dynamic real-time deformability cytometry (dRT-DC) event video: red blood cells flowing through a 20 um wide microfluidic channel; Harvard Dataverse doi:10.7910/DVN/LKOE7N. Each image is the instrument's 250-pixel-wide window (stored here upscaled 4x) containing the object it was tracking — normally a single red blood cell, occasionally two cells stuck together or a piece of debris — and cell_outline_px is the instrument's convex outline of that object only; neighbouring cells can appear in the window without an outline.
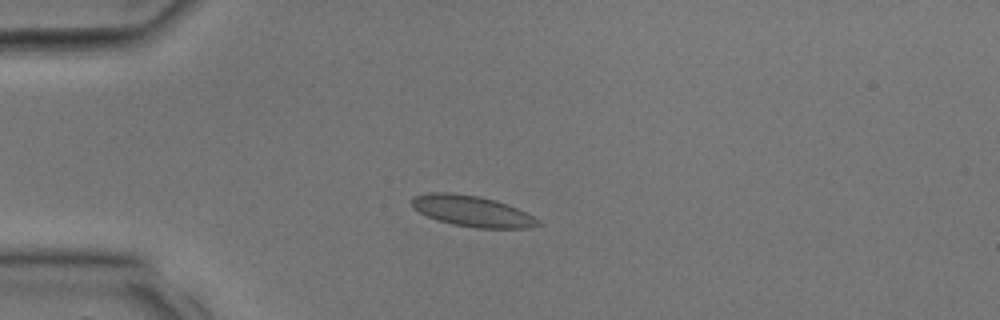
{"species": "common noctule bat (a hibernating species)", "species_latin": "Nyctalus noctula", "temperature_condition": "room temperature", "stored_images_in_passage": 30, "camera_frame_rate_fps": 3000, "um_per_image_px": 0.085, "animal": {"sex": "male", "body_mass_g": 17.9, "forearm_length_mm": 54.2}, "frame": {"image": 1, "passage_image": 7, "time_ms": 2.0, "image_size_px": [1000, 320], "cell_outline_px": [[540, 224], [524, 228], [476, 228], [452, 224], [428, 216], [412, 208], [408, 200], [412, 196], [428, 192], [452, 192], [480, 196], [496, 200], [516, 208], [540, 220]], "centroid_in_image_um": [40.04, 17.92], "position_along_channel_um": 45.0, "area_um2": 22.77}}
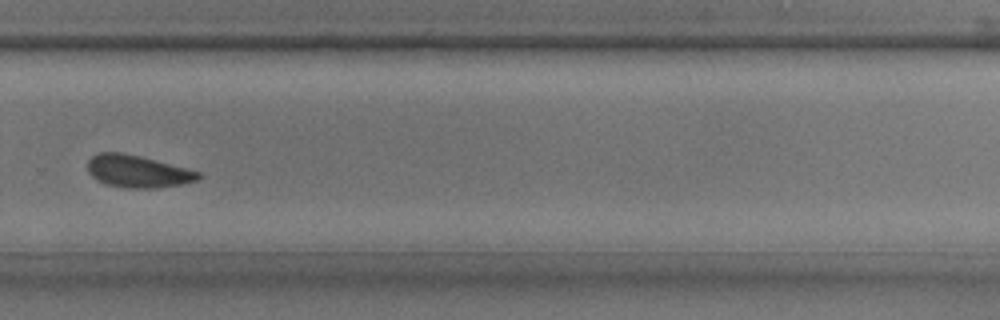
{"frame": {"image": 2, "passage_image": 21, "time_ms": 6.667, "image_size_px": [1000, 320], "cell_outline_px": [[200, 176], [196, 180], [180, 184], [156, 188], [128, 188], [104, 184], [96, 180], [88, 172], [88, 160], [92, 156], [100, 152], [120, 152], [140, 156], [188, 168], [200, 172]], "centroid_in_image_um": [11.67, 14.56], "position_along_channel_um": 318.1, "area_um2": 20.81}}
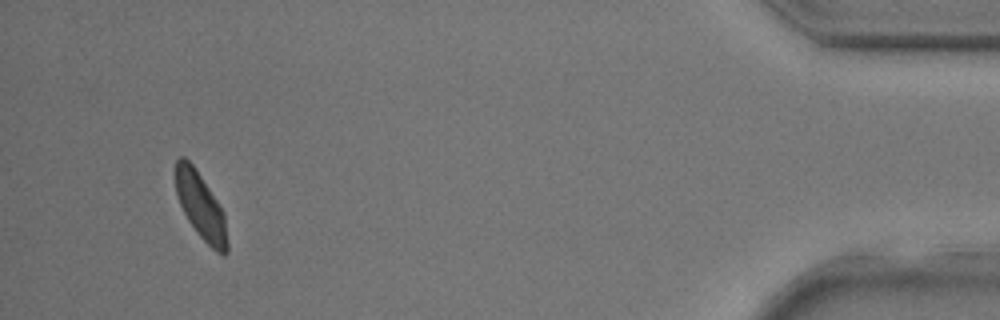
{"frame": {"image": 3, "passage_image": 29, "time_ms": 9.333, "image_size_px": [1000, 320], "cell_outline_px": [[228, 252], [224, 256], [216, 252], [196, 232], [188, 220], [176, 196], [172, 172], [176, 160], [180, 156], [184, 156], [192, 164], [224, 212], [228, 240]], "centroid_in_image_um": [17.02, 17.5], "position_along_channel_um": 418.2, "area_um2": 20.29}}